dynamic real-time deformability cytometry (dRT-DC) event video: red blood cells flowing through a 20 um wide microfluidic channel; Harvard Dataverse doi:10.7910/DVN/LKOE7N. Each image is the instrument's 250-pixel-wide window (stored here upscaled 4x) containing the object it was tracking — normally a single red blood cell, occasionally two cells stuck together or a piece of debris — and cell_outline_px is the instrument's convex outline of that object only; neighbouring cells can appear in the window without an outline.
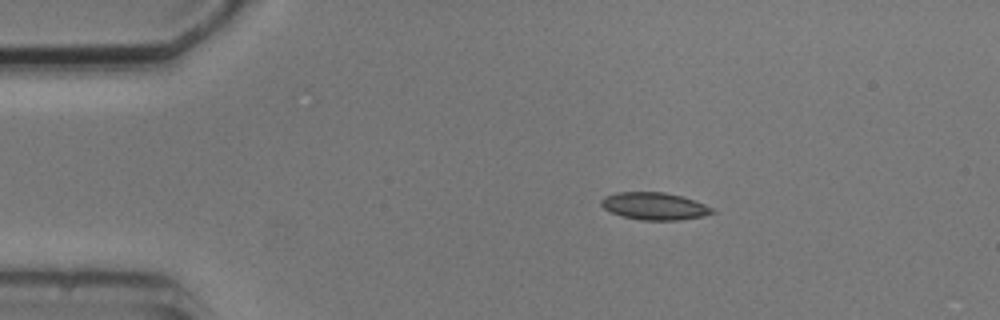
{"species": "common noctule bat (a hibernating species)", "species_latin": "Nyctalus noctula", "temperature_condition": "cold", "stored_images_in_passage": 2, "camera_frame_rate_fps": 3000, "um_per_image_px": 0.085, "animal": {"sex": "male", "body_mass_g": 20.5, "forearm_length_mm": 52.5}, "frame": {"image": 1, "passage_image": 1, "time_ms": 0.0, "image_size_px": [1000, 320], "cell_outline_px": [[716, 212], [704, 216], [680, 220], [644, 220], [624, 216], [612, 212], [604, 208], [600, 204], [600, 200], [604, 196], [616, 192], [664, 192], [680, 196], [704, 204], [712, 208]], "centroid_in_image_um": [55.61, 17.52], "position_along_channel_um": 29.4, "area_um2": 17.51}}